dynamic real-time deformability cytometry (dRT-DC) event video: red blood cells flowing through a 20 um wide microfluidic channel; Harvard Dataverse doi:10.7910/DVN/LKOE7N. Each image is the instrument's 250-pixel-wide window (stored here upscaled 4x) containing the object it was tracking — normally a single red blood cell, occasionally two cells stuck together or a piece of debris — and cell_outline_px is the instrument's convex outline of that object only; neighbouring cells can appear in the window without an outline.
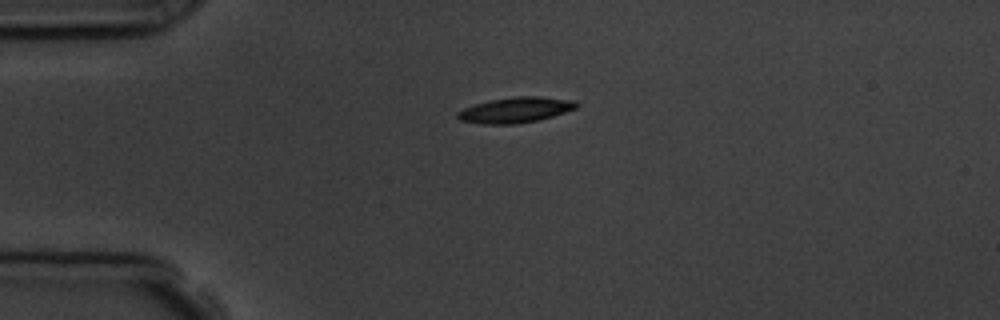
{"species": "common noctule bat (a hibernating species)", "species_latin": "Nyctalus noctula", "temperature_condition": "room temperature", "stored_images_in_passage": 2, "camera_frame_rate_fps": 3000, "um_per_image_px": 0.085, "animal": {"sex": "male", "body_mass_g": 19.5, "forearm_length_mm": 54.6}, "frame": {"image": 1, "passage_image": 1, "time_ms": 0.0, "image_size_px": [1000, 320], "cell_outline_px": [[580, 104], [576, 108], [552, 116], [536, 120], [516, 124], [484, 124], [460, 120], [456, 116], [456, 112], [464, 108], [488, 100], [516, 96], [540, 96], [576, 100]], "centroid_in_image_um": [43.83, 9.33], "position_along_channel_um": 41.2, "area_um2": 17.69}}